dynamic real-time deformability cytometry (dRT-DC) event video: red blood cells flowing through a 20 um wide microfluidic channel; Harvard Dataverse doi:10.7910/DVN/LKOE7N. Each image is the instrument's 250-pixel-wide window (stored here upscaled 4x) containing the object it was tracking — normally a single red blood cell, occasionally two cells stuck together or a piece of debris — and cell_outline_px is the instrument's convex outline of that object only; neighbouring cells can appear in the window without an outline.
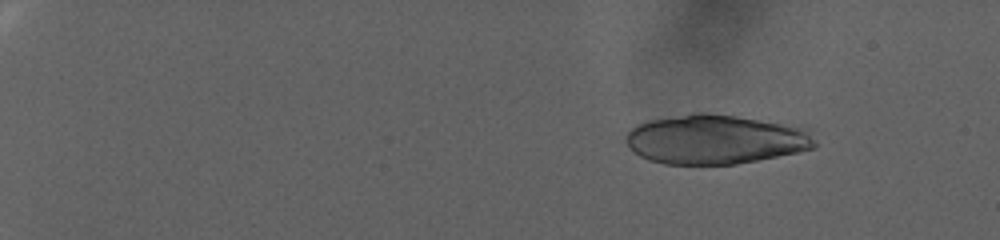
{"species": "human", "species_latin": "Homo sapiens", "temperature_condition": "warm", "stored_images_in_passage": 43, "camera_frame_rate_fps": 3000, "um_per_image_px": 0.085, "donor": {"sex": "female"}, "frame": {"image": 1, "passage_image": 14, "time_ms": 4.333, "image_size_px": [1000, 240], "cell_outline_px": [[816, 144], [812, 148], [796, 152], [736, 164], [664, 164], [648, 160], [632, 152], [628, 144], [628, 132], [632, 128], [648, 120], [692, 112], [708, 112], [808, 124], [812, 128]], "centroid_in_image_um": [60.95, 11.8], "position_along_channel_um": 24.1, "area_um2": 55.66}}
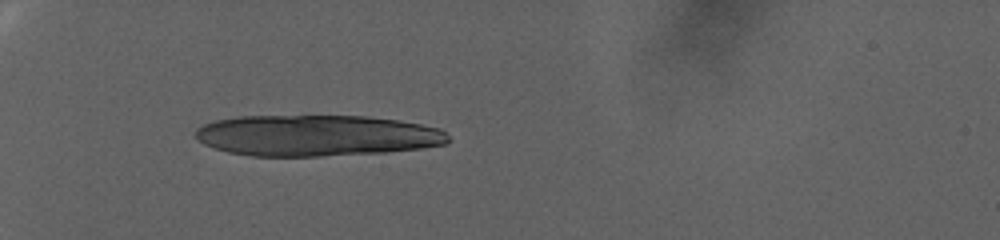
{"frame": {"image": 2, "passage_image": 35, "time_ms": 11.333, "image_size_px": [1000, 240], "cell_outline_px": [[452, 140], [448, 144], [424, 148], [388, 152], [320, 156], [252, 156], [228, 152], [204, 144], [196, 136], [196, 128], [204, 124], [216, 120], [236, 116], [368, 116], [400, 120], [440, 128]], "centroid_in_image_um": [26.97, 11.52], "position_along_channel_um": 58.0, "area_um2": 60.92}}